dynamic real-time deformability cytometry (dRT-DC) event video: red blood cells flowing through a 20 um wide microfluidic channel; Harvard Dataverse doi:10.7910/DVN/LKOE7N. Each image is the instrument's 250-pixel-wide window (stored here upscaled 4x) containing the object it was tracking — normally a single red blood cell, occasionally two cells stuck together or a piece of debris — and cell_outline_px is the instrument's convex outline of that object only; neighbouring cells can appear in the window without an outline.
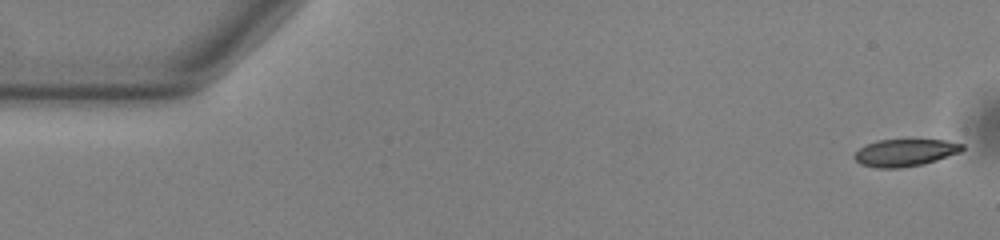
{"species": "common noctule bat (a hibernating species)", "species_latin": "Nyctalus noctula", "temperature_condition": "warm", "stored_images_in_passage": 53, "camera_frame_rate_fps": 3000, "um_per_image_px": 0.085, "animal": {"sex": "male", "body_mass_g": 13.0, "forearm_length_mm": 53.1}, "frame": {"image": 1, "passage_image": 1, "time_ms": 0.0, "image_size_px": [1000, 240], "cell_outline_px": [[964, 148], [960, 152], [924, 164], [900, 168], [876, 168], [860, 164], [852, 156], [864, 144], [876, 140], [944, 140], [964, 144]], "centroid_in_image_um": [76.9, 12.98], "position_along_channel_um": 8.1, "area_um2": 17.17}}
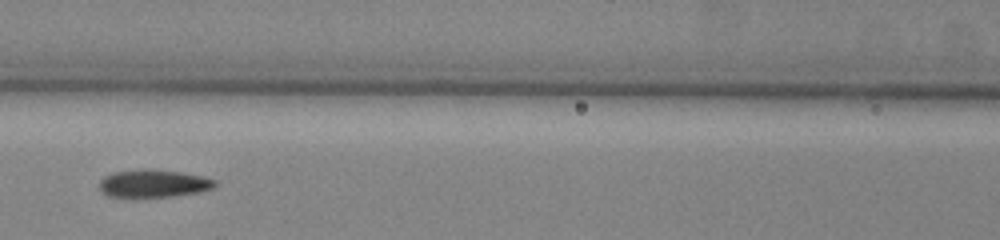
{"frame": {"image": 2, "passage_image": 23, "time_ms": 7.333, "image_size_px": [1000, 240], "cell_outline_px": [[216, 188], [200, 192], [172, 196], [108, 196], [100, 192], [100, 180], [104, 176], [112, 172], [144, 168], [148, 168], [180, 172], [204, 176], [216, 180]], "centroid_in_image_um": [13.07, 15.57], "position_along_channel_um": 153.5, "area_um2": 18.79}}
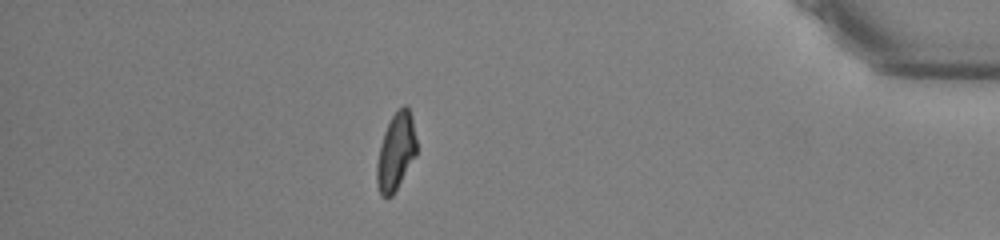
{"frame": {"image": 3, "passage_image": 46, "time_ms": 15.0, "image_size_px": [1000, 240], "cell_outline_px": [[416, 156], [392, 196], [380, 196], [376, 184], [376, 164], [380, 144], [384, 132], [392, 116], [404, 104], [408, 108], [412, 116], [416, 140]], "centroid_in_image_um": [33.64, 12.92], "position_along_channel_um": 401.6, "area_um2": 17.86}, "authors_computed_cell_mechanics": {"area_um2": 18.207, "velocity_mm_per_s": 3.8408, "shape_relaxation_time_tau1_ms": 5.9374, "shape_relaxation_time_tau2_ms": 2.7805, "deformation_change_tau1": 0.1833, "deformation_change_tau2": 0.1025}}